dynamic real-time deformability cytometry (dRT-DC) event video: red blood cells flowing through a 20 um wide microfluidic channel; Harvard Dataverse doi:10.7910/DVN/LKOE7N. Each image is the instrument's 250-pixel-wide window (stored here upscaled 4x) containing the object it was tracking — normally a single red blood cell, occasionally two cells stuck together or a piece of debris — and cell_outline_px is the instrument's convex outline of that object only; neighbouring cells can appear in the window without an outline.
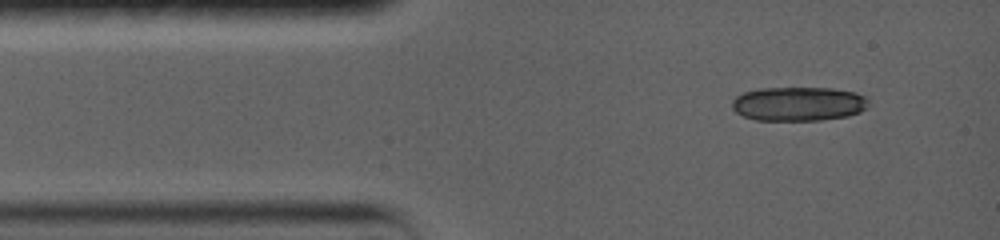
{"species": "common noctule bat (a hibernating species)", "species_latin": "Nyctalus noctula", "temperature_condition": "warm", "stored_images_in_passage": 2, "camera_frame_rate_fps": 5000, "um_per_image_px": 0.085, "animal": {"sex": "female", "body_mass_g": 19.0, "forearm_length_mm": 56.7}, "frame": {"image": 1, "passage_image": 1, "time_ms": 0.0, "image_size_px": [1000, 240], "cell_outline_px": [[864, 108], [860, 112], [848, 116], [820, 120], [756, 120], [744, 116], [736, 112], [732, 108], [732, 100], [736, 96], [744, 92], [768, 88], [828, 88], [852, 92], [864, 96]], "centroid_in_image_um": [67.8, 8.84], "position_along_channel_um": 17.2, "area_um2": 26.65}}